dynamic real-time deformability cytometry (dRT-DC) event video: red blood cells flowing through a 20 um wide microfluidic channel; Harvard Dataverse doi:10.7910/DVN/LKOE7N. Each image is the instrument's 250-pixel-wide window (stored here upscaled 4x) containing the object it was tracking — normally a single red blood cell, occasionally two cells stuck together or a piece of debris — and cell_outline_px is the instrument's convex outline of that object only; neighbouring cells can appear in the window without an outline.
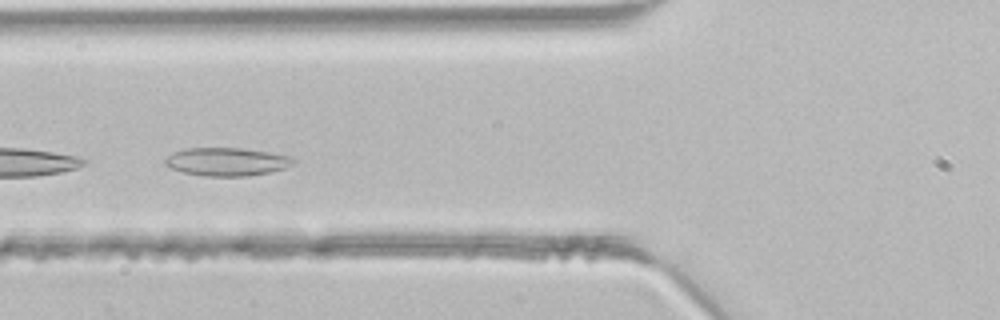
{"species": "common noctule bat (a hibernating species)", "species_latin": "Nyctalus noctula", "temperature_condition": "room temperature", "stored_images_in_passage": 5, "camera_frame_rate_fps": 3000, "um_per_image_px": 0.085, "animal": {"sex": "male", "body_mass_g": 21.5, "forearm_length_mm": 52.0}, "frame": {"image": 1, "passage_image": 5, "time_ms": 1.333, "image_size_px": [1000, 320], "cell_outline_px": [[296, 160], [292, 164], [284, 168], [268, 172], [248, 176], [204, 176], [184, 172], [172, 168], [164, 164], [164, 160], [172, 152], [188, 148], [240, 148], [296, 156]], "centroid_in_image_um": [19.3, 13.74], "position_along_channel_um": 106.5, "area_um2": 21.04}}